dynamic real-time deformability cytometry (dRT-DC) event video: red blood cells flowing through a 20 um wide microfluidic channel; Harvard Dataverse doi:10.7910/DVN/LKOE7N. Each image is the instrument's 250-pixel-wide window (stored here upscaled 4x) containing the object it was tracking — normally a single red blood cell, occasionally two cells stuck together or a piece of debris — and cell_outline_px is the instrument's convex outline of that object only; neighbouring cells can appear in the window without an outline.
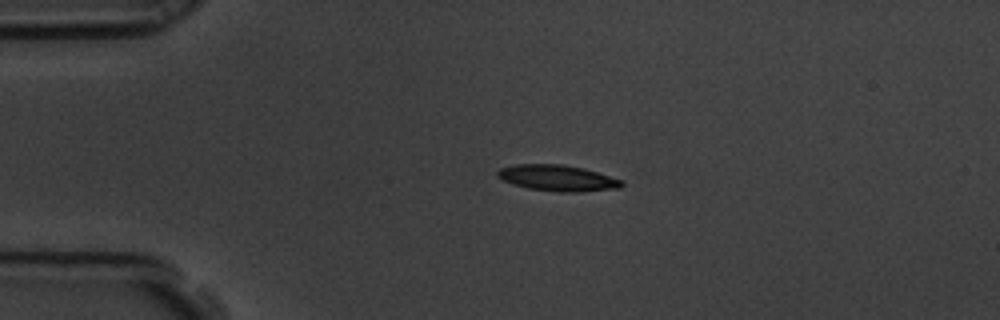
{"species": "common noctule bat (a hibernating species)", "species_latin": "Nyctalus noctula", "temperature_condition": "room temperature", "stored_images_in_passage": 3, "camera_frame_rate_fps": 3000, "um_per_image_px": 0.085, "animal": {"sex": "male", "body_mass_g": 19.5, "forearm_length_mm": 54.6}, "frame": {"image": 1, "passage_image": 2, "time_ms": 0.333, "image_size_px": [1000, 320], "cell_outline_px": [[624, 184], [620, 188], [576, 192], [560, 192], [528, 188], [512, 184], [496, 176], [496, 172], [500, 168], [516, 164], [564, 164], [584, 168], [624, 180]], "centroid_in_image_um": [47.41, 15.12], "position_along_channel_um": 37.6, "area_um2": 18.96}}